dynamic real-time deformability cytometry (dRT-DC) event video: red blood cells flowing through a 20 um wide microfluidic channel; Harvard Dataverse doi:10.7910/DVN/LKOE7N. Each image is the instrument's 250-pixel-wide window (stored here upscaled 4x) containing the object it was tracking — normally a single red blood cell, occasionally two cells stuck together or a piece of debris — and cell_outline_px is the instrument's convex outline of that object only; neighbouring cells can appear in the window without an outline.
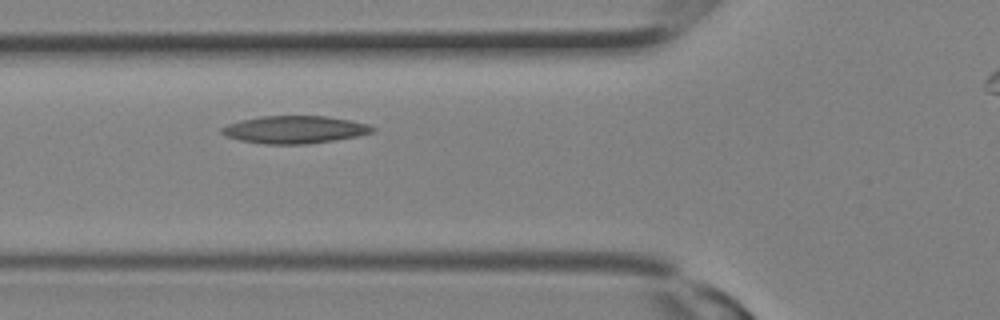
{"species": "Egyptian fruit bat (a non-hibernating species)", "species_latin": "Rousettus aegyptiacus", "temperature_condition": "room temperature", "stored_images_in_passage": 12, "camera_frame_rate_fps": 3000, "um_per_image_px": 0.085, "animal": {"sex": "female"}, "frame": {"image": 1, "passage_image": 7, "time_ms": 2.0, "image_size_px": [1000, 320], "cell_outline_px": [[376, 132], [360, 136], [336, 140], [308, 144], [264, 144], [240, 140], [228, 136], [220, 132], [220, 128], [228, 124], [240, 120], [260, 116], [328, 116], [368, 124], [376, 128]], "centroid_in_image_um": [25.09, 11.02], "position_along_channel_um": 100.7, "area_um2": 24.39}}
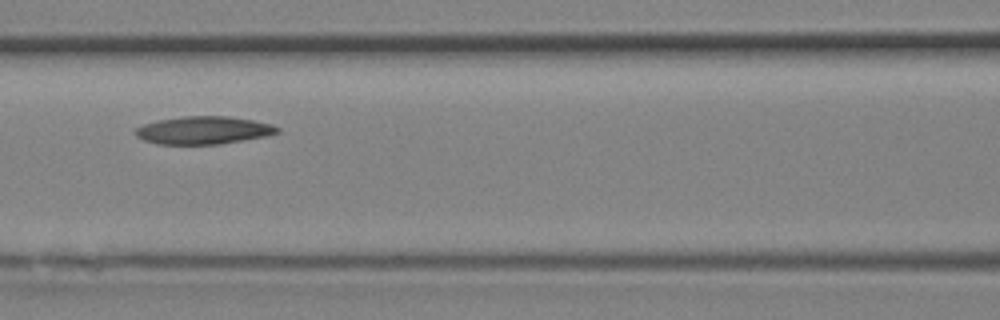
{"frame": {"image": 2, "passage_image": 9, "time_ms": 2.667, "image_size_px": [1000, 320], "cell_outline_px": [[280, 132], [268, 136], [220, 144], [156, 144], [144, 140], [136, 136], [132, 132], [136, 128], [144, 124], [156, 120], [184, 116], [228, 116], [252, 120], [272, 124], [280, 128]], "centroid_in_image_um": [17.29, 11.07], "position_along_channel_um": 149.3, "area_um2": 23.18}}